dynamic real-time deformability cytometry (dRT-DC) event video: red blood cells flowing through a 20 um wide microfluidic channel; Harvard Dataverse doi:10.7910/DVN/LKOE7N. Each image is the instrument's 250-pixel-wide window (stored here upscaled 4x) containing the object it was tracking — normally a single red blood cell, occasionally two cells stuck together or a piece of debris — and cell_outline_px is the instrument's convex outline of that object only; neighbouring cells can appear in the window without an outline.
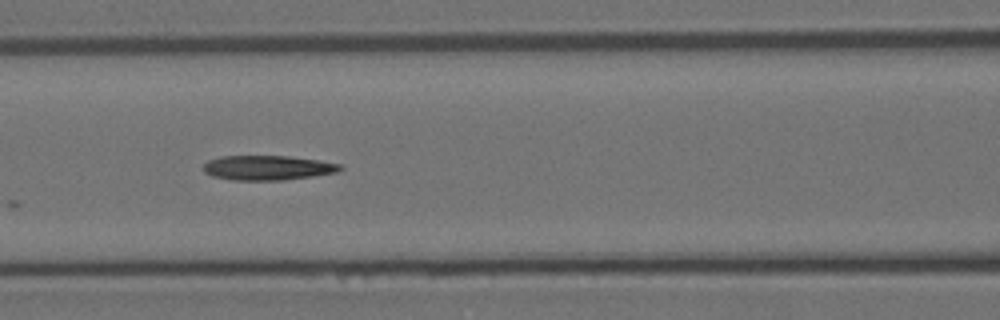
{"species": "Egyptian fruit bat (a non-hibernating species)", "species_latin": "Rousettus aegyptiacus", "temperature_condition": "room temperature", "stored_images_in_passage": 17, "camera_frame_rate_fps": 3000, "um_per_image_px": 0.085, "animal": {"sex": "female"}, "frame": {"image": 1, "passage_image": 7, "time_ms": 7.667, "image_size_px": [1000, 320], "cell_outline_px": [[344, 168], [336, 172], [312, 176], [284, 180], [232, 180], [212, 176], [204, 172], [204, 164], [208, 160], [224, 156], [288, 156], [344, 164]], "centroid_in_image_um": [22.76, 14.26], "position_along_channel_um": 143.8, "area_um2": 19.59}}
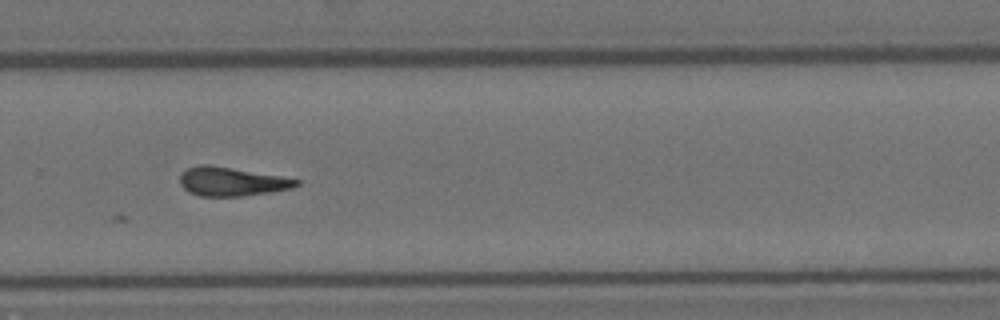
{"frame": {"image": 2, "passage_image": 11, "time_ms": 12.333, "image_size_px": [1000, 320], "cell_outline_px": [[300, 184], [292, 188], [272, 192], [244, 196], [200, 196], [188, 192], [180, 184], [180, 172], [188, 168], [200, 164], [208, 164], [280, 176], [300, 180]], "centroid_in_image_um": [19.67, 15.44], "position_along_channel_um": 310.1, "area_um2": 19.59}}
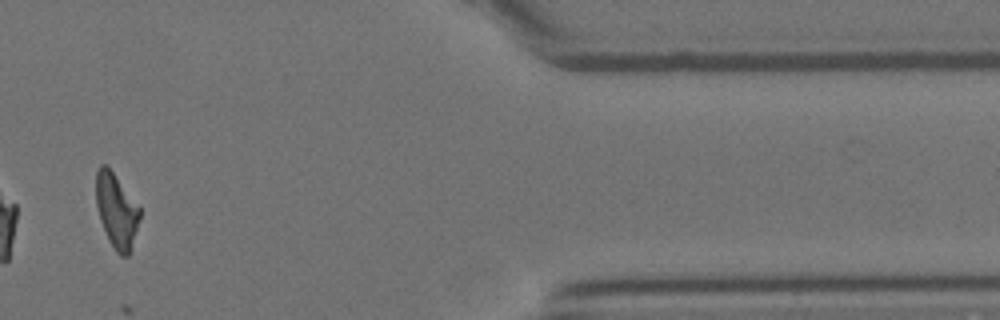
{"frame": {"image": 3, "passage_image": 14, "time_ms": 16.0, "image_size_px": [1000, 320], "cell_outline_px": [[140, 216], [128, 256], [120, 256], [116, 252], [108, 240], [100, 220], [96, 204], [96, 172], [100, 164], [104, 164], [112, 172], [140, 208]], "centroid_in_image_um": [9.87, 17.92], "position_along_channel_um": 401.5, "area_um2": 18.5}}